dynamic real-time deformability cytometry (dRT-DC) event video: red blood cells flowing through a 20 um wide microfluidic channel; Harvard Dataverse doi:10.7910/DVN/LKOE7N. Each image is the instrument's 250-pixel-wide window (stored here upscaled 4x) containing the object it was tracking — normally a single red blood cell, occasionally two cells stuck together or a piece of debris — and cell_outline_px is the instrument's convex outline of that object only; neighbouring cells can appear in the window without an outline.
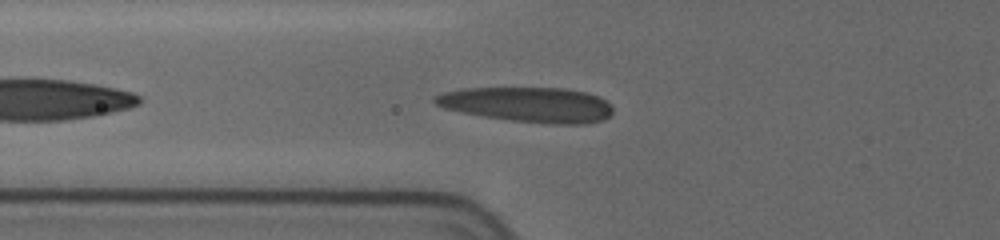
{"species": "human", "species_latin": "Homo sapiens", "temperature_condition": "cold", "stored_images_in_passage": 60, "camera_frame_rate_fps": 3000, "um_per_image_px": 0.085, "donor": {"sex": "female"}, "frame": {"image": 1, "passage_image": 8, "time_ms": 1.333, "image_size_px": [1000, 240], "cell_outline_px": [[612, 112], [604, 120], [588, 124], [548, 124], [512, 120], [484, 116], [444, 108], [432, 104], [432, 100], [436, 96], [444, 92], [460, 88], [564, 88], [588, 92], [600, 96], [612, 108]], "centroid_in_image_um": [44.89, 8.89], "position_along_channel_um": 80.9, "area_um2": 36.41}}
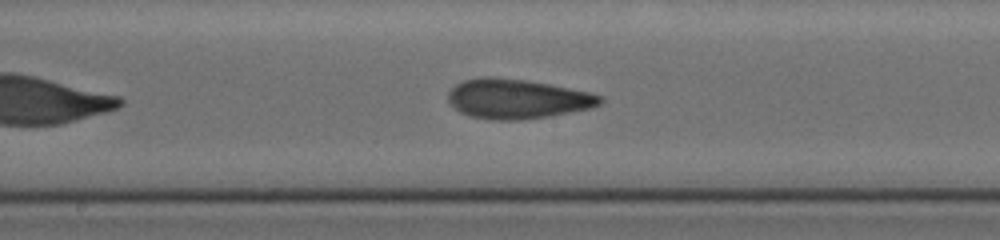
{"frame": {"image": 2, "passage_image": 27, "time_ms": 4.667, "image_size_px": [1000, 240], "cell_outline_px": [[604, 100], [600, 104], [592, 108], [548, 116], [516, 120], [496, 120], [472, 116], [460, 112], [448, 100], [448, 92], [456, 84], [464, 80], [484, 76], [488, 76], [524, 80], [548, 84], [588, 92], [600, 96]], "centroid_in_image_um": [43.95, 8.4], "position_along_channel_um": 204.2, "area_um2": 34.62}}
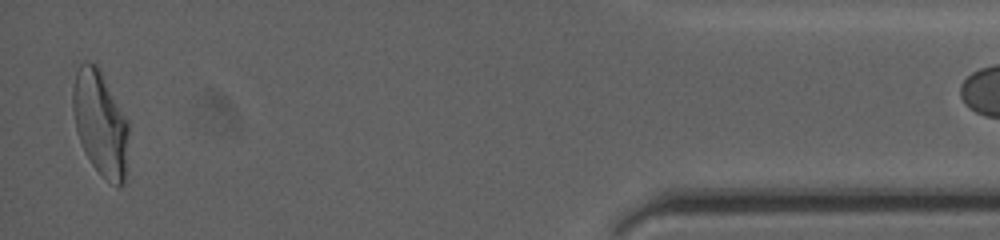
{"frame": {"image": 3, "passage_image": 59, "time_ms": 12.333, "image_size_px": [1000, 240], "cell_outline_px": [[128, 132], [124, 184], [120, 188], [116, 188], [92, 164], [84, 152], [76, 128], [72, 108], [72, 88], [76, 72], [80, 64], [84, 60], [96, 64], [100, 68], [128, 120]], "centroid_in_image_um": [8.52, 10.44], "position_along_channel_um": 426.7, "area_um2": 34.16}}